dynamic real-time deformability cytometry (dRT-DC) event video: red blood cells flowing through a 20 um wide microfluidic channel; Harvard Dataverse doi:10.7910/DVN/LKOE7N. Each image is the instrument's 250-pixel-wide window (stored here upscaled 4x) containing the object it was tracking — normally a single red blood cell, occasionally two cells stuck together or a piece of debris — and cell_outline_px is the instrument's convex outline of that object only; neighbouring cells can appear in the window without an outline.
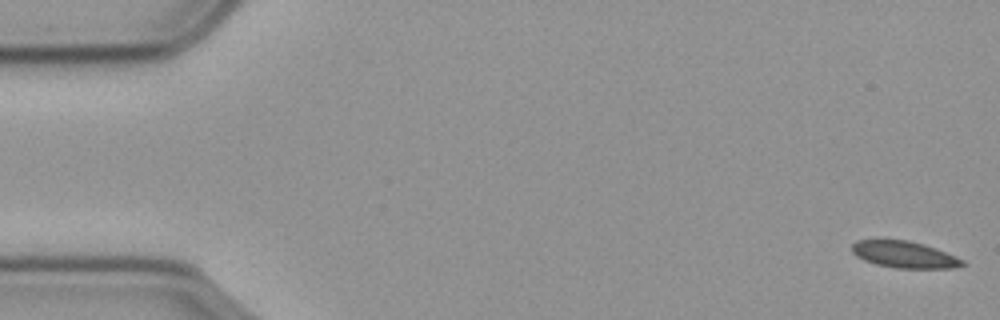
{"species": "common noctule bat (a hibernating species)", "species_latin": "Nyctalus noctula", "temperature_condition": "cold", "stored_images_in_passage": 13, "camera_frame_rate_fps": 3000, "um_per_image_px": 0.085, "animal": {"sex": "male", "body_mass_g": 23.1, "forearm_length_mm": 52.7}, "frame": {"image": 1, "passage_image": 1, "time_ms": 0.0, "image_size_px": [1000, 320], "cell_outline_px": [[968, 264], [952, 268], [896, 268], [876, 264], [864, 260], [856, 256], [852, 252], [852, 244], [856, 240], [908, 240], [924, 244], [936, 248], [956, 256], [964, 260]], "centroid_in_image_um": [76.89, 21.64], "position_along_channel_um": 8.1, "area_um2": 17.22}}
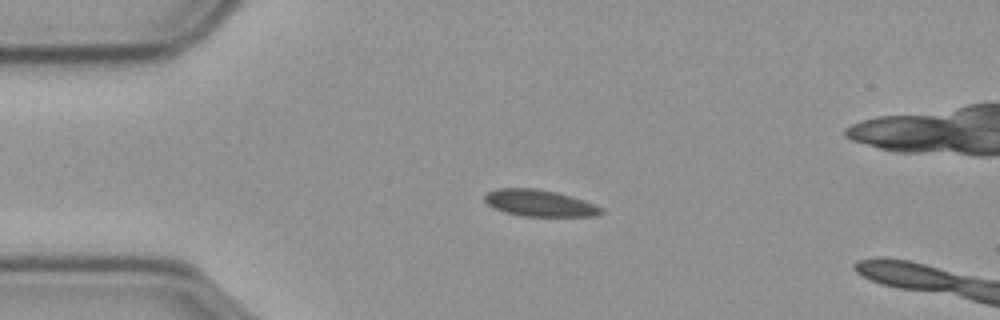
{"frame": {"image": 2, "passage_image": 13, "time_ms": 4.0, "image_size_px": [1000, 320], "cell_outline_px": [[604, 212], [596, 216], [520, 216], [504, 212], [488, 204], [484, 200], [484, 192], [496, 188], [532, 188], [556, 192], [584, 200], [604, 208]], "centroid_in_image_um": [45.84, 17.26], "position_along_channel_um": 39.2, "area_um2": 18.15}}